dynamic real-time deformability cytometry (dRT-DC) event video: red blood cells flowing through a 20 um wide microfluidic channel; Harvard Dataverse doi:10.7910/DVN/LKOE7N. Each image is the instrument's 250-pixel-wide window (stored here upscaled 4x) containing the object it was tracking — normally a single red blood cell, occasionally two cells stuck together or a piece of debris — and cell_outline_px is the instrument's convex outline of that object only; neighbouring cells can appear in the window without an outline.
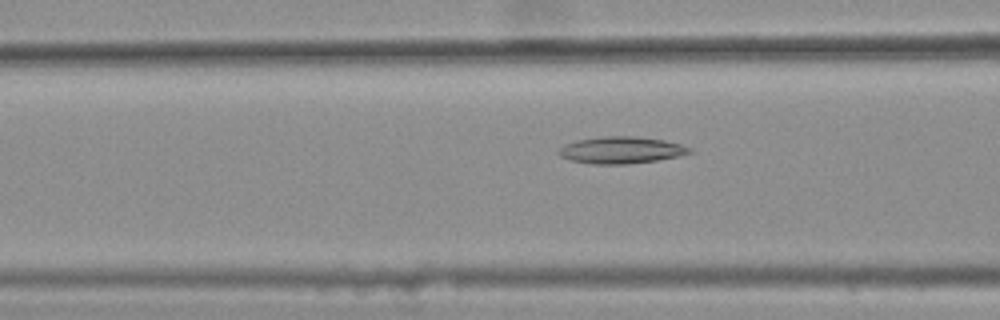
{"species": "common noctule bat (a hibernating species)", "species_latin": "Nyctalus noctula", "temperature_condition": "warm", "stored_images_in_passage": 47, "camera_frame_rate_fps": 3000, "um_per_image_px": 0.085, "animal": {"sex": "female", "body_mass_g": 25.1}, "frame": {"image": 1, "passage_image": 19, "time_ms": 6.0, "image_size_px": [1000, 320], "cell_outline_px": [[696, 152], [656, 160], [628, 164], [592, 164], [572, 160], [560, 156], [556, 152], [564, 144], [576, 140], [600, 136], [636, 136], [664, 140], [680, 144], [692, 148]], "centroid_in_image_um": [52.79, 12.75], "position_along_channel_um": 113.8, "area_um2": 20.58}}
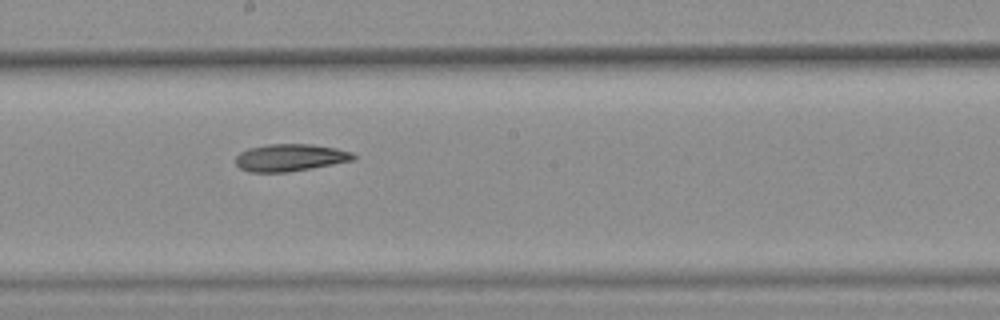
{"frame": {"image": 2, "passage_image": 28, "time_ms": 9.0, "image_size_px": [1000, 320], "cell_outline_px": [[356, 156], [352, 160], [332, 164], [288, 172], [248, 172], [240, 168], [236, 164], [236, 156], [240, 152], [248, 148], [268, 144], [312, 144], [336, 148], [352, 152]], "centroid_in_image_um": [24.63, 13.39], "position_along_channel_um": 223.6, "area_um2": 18.61}}
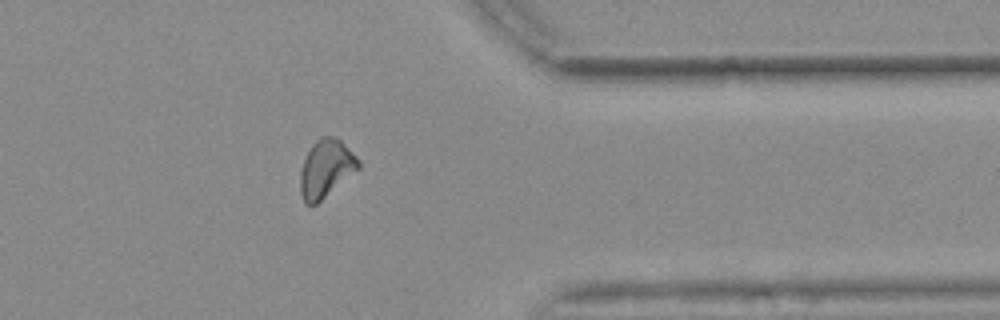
{"frame": {"image": 3, "passage_image": 42, "time_ms": 13.667, "image_size_px": [1000, 320], "cell_outline_px": [[360, 168], [316, 204], [304, 204], [300, 192], [300, 172], [304, 160], [312, 144], [316, 140], [324, 136], [332, 136], [340, 140], [360, 160]], "centroid_in_image_um": [27.7, 14.33], "position_along_channel_um": 383.7, "area_um2": 19.36}}